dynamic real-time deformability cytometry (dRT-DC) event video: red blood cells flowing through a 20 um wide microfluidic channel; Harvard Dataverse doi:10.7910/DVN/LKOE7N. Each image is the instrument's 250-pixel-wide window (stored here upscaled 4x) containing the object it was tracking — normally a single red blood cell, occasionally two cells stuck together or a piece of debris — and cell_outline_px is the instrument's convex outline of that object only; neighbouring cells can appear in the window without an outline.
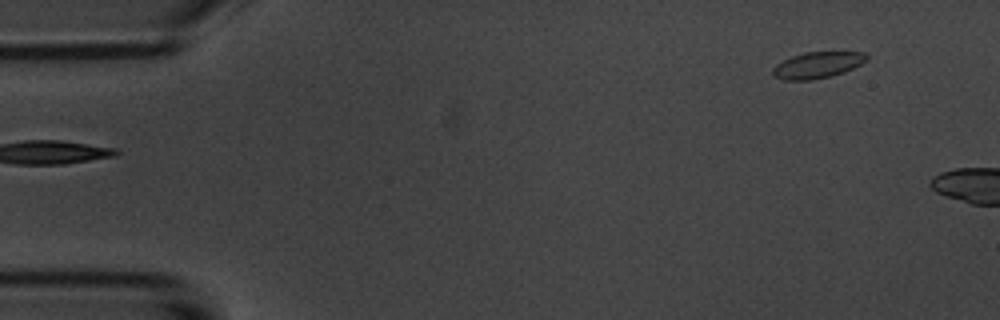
{"species": "common noctule bat (a hibernating species)", "species_latin": "Nyctalus noctula", "temperature_condition": "room temperature", "stored_images_in_passage": 2, "camera_frame_rate_fps": 3000, "um_per_image_px": 0.085, "animal": {"sex": "male", "body_mass_g": 20.1, "forearm_length_mm": 53.5}, "frame": {"image": 1, "passage_image": 1, "time_ms": 0.0, "image_size_px": [1000, 320], "cell_outline_px": [[868, 60], [844, 72], [832, 76], [812, 80], [784, 80], [776, 76], [772, 72], [772, 68], [776, 64], [792, 56], [804, 52], [864, 52], [868, 56]], "centroid_in_image_um": [69.49, 5.53], "position_along_channel_um": 15.5, "area_um2": 14.33}}